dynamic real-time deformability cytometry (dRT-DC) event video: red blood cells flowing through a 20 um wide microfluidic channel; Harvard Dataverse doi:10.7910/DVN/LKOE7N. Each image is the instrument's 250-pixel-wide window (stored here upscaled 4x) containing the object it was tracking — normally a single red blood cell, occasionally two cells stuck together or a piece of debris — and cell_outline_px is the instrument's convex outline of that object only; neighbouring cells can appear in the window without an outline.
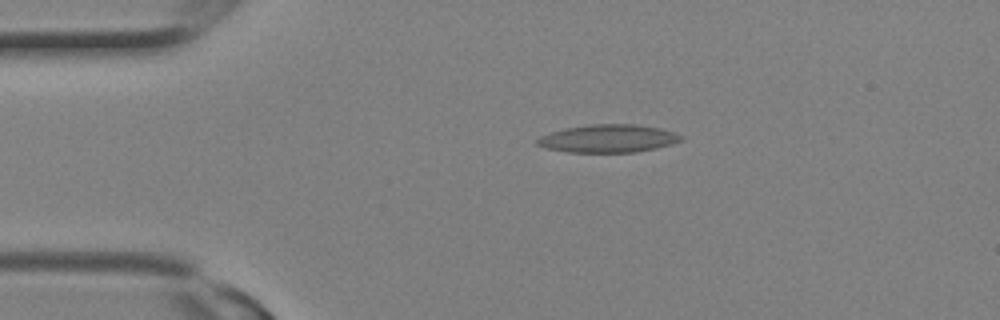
{"species": "Egyptian fruit bat (a non-hibernating species)", "species_latin": "Rousettus aegyptiacus", "temperature_condition": "room temperature", "stored_images_in_passage": 2, "camera_frame_rate_fps": 3000, "um_per_image_px": 0.085, "animal": {"sex": "female"}, "frame": {"image": 1, "passage_image": 2, "time_ms": 0.333, "image_size_px": [1000, 320], "cell_outline_px": [[684, 140], [672, 144], [656, 148], [636, 152], [568, 152], [544, 148], [536, 144], [536, 140], [540, 136], [564, 128], [592, 124], [636, 124], [660, 128], [684, 136]], "centroid_in_image_um": [51.7, 11.77], "position_along_channel_um": 33.3, "area_um2": 23.47}}